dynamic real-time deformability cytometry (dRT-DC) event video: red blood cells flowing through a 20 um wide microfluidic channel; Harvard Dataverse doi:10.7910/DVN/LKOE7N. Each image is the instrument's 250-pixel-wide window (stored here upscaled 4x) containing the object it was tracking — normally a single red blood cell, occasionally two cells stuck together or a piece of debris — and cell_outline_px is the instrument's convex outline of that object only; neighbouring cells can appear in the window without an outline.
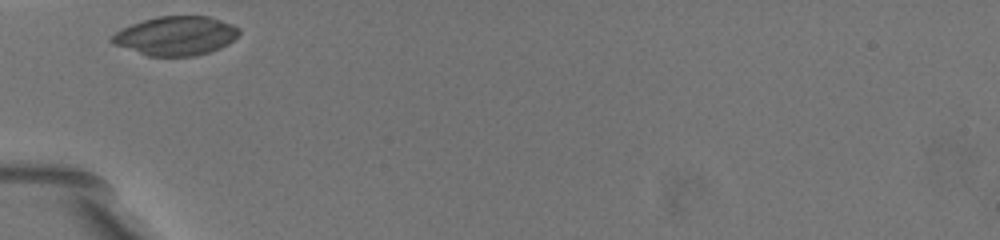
{"species": "common noctule bat (a hibernating species)", "species_latin": "Nyctalus noctula", "temperature_condition": "warm", "stored_images_in_passage": 36, "camera_frame_rate_fps": 3000, "um_per_image_px": 0.085, "animal": {"sex": "female", "body_mass_g": 19.5, "forearm_length_mm": 54.1}, "frame": {"image": 1, "passage_image": 1, "time_ms": 0.0, "image_size_px": [1000, 240], "cell_outline_px": [[240, 32], [228, 44], [220, 48], [196, 56], [148, 56], [112, 44], [108, 40], [116, 32], [132, 24], [156, 16], [208, 16], [232, 24], [240, 28]], "centroid_in_image_um": [14.94, 3.05], "position_along_channel_um": 70.1, "area_um2": 28.84}}
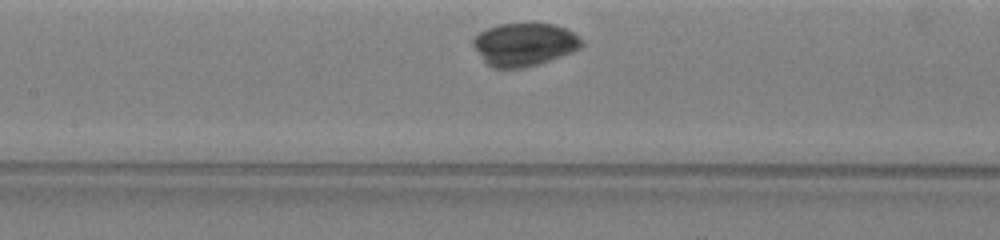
{"frame": {"image": 2, "passage_image": 11, "time_ms": 2.667, "image_size_px": [1000, 240], "cell_outline_px": [[584, 44], [580, 48], [560, 56], [524, 68], [492, 68], [484, 60], [472, 44], [472, 40], [480, 32], [488, 28], [500, 24], [556, 24], [568, 28], [584, 40]], "centroid_in_image_um": [44.6, 3.76], "position_along_channel_um": 162.8, "area_um2": 26.93}}
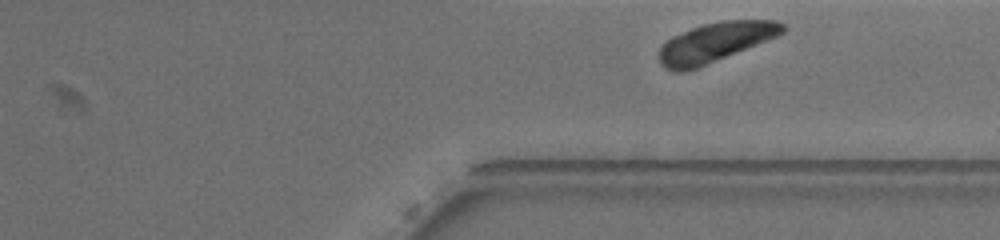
{"frame": {"image": 3, "passage_image": 32, "time_ms": 8.0, "image_size_px": [1000, 240], "cell_outline_px": [[788, 28], [784, 32], [776, 36], [688, 72], [672, 72], [664, 68], [660, 64], [660, 48], [672, 36], [692, 28], [704, 24], [720, 20], [776, 20], [784, 24]], "centroid_in_image_um": [60.78, 3.6], "position_along_channel_um": 350.6, "area_um2": 28.26}, "authors_computed_cell_mechanics": {"area_um2": 27.9463, "velocity_mm_per_s": 3.5316, "shape_relaxation_time_tau1_ms": 3.6184, "shape_relaxation_time_tau2_ms": null, "deformation_change_tau1": 0.18, "deformation_change_tau2": null}}